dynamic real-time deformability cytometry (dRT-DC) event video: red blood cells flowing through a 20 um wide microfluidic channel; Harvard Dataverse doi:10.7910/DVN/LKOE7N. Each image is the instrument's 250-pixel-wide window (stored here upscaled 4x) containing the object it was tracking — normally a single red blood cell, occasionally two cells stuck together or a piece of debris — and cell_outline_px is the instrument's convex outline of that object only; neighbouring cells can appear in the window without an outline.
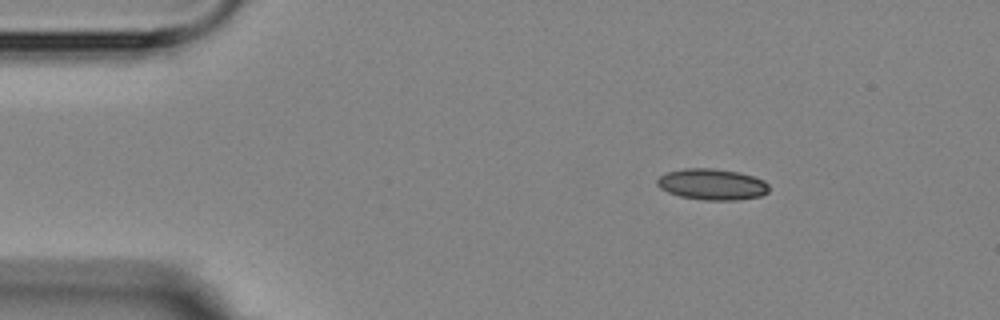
{"species": "Egyptian fruit bat (a non-hibernating species)", "species_latin": "Rousettus aegyptiacus", "temperature_condition": "room temperature", "stored_images_in_passage": 3, "camera_frame_rate_fps": 3000, "um_per_image_px": 0.085, "animal": {"sex": "female"}, "frame": {"image": 1, "passage_image": 1, "time_ms": 0.0, "image_size_px": [1000, 320], "cell_outline_px": [[768, 192], [760, 196], [740, 200], [704, 200], [680, 196], [668, 192], [660, 188], [656, 184], [656, 180], [660, 176], [668, 172], [684, 168], [712, 168], [740, 172], [764, 180], [768, 184]], "centroid_in_image_um": [60.53, 15.67], "position_along_channel_um": 24.5, "area_um2": 20.35}}